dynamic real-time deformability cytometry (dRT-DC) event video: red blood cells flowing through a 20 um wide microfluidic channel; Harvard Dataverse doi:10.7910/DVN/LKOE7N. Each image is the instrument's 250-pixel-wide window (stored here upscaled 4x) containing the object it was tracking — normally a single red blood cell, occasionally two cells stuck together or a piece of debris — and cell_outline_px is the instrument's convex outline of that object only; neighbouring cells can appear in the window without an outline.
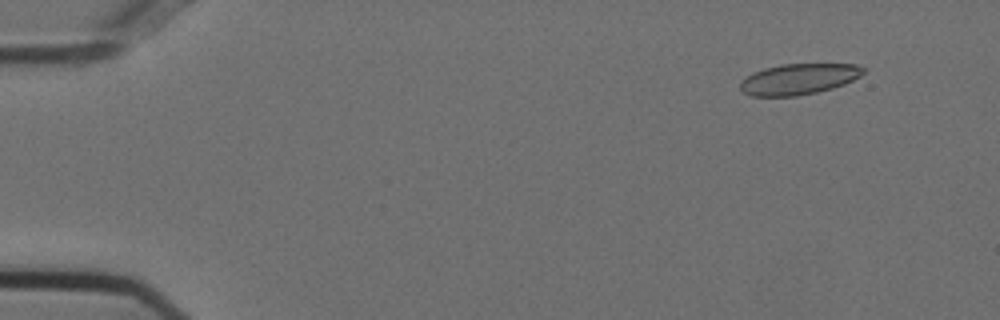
{"species": "Egyptian fruit bat (a non-hibernating species)", "species_latin": "Rousettus aegyptiacus", "temperature_condition": "cold", "stored_images_in_passage": 55, "camera_frame_rate_fps": 3000, "um_per_image_px": 0.085, "animal": {"sex": "female"}, "frame": {"image": 1, "passage_image": 5, "time_ms": 1.333, "image_size_px": [1000, 320], "cell_outline_px": [[864, 72], [860, 76], [844, 84], [832, 88], [816, 92], [796, 96], [752, 96], [744, 92], [740, 88], [740, 80], [752, 72], [764, 68], [780, 64], [856, 64], [864, 68]], "centroid_in_image_um": [67.86, 6.71], "position_along_channel_um": 17.1, "area_um2": 22.14}}
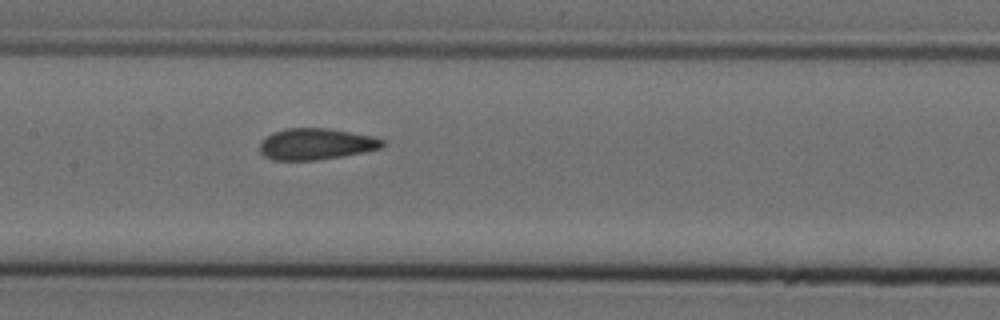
{"frame": {"image": 2, "passage_image": 27, "time_ms": 8.667, "image_size_px": [1000, 320], "cell_outline_px": [[384, 144], [380, 148], [364, 152], [344, 156], [316, 160], [272, 160], [264, 156], [260, 152], [260, 144], [272, 132], [288, 128], [328, 128], [372, 136], [384, 140]], "centroid_in_image_um": [26.86, 12.25], "position_along_channel_um": 180.5, "area_um2": 22.31}}
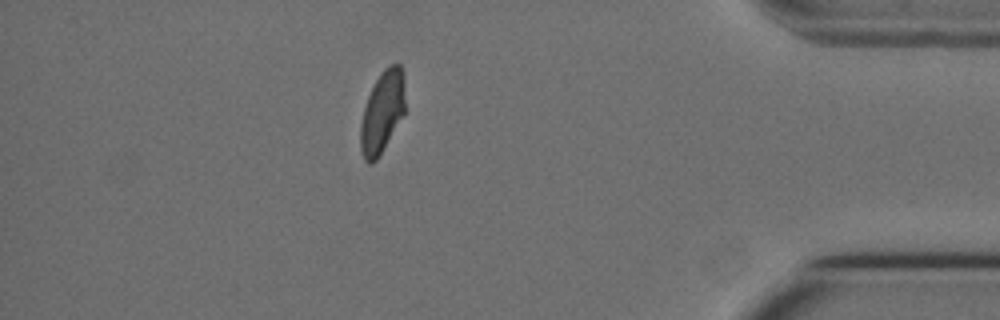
{"frame": {"image": 3, "passage_image": 48, "time_ms": 15.667, "image_size_px": [1000, 320], "cell_outline_px": [[404, 112], [380, 156], [372, 164], [368, 164], [364, 160], [360, 152], [360, 124], [364, 108], [368, 96], [380, 72], [388, 64], [400, 64], [404, 72]], "centroid_in_image_um": [32.47, 9.53], "position_along_channel_um": 402.7, "area_um2": 21.39}, "authors_computed_cell_mechanics": {"area_um2": 22.6576, "velocity_mm_per_s": 3.7216, "shape_relaxation_time_tau1_ms": 9.2292, "shape_relaxation_time_tau2_ms": 1.1692, "deformation_change_tau1": 0.1814, "deformation_change_tau2": 0.08}}